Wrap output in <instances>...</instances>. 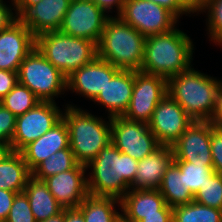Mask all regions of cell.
I'll return each instance as SVG.
<instances>
[{"instance_id": "cell-1", "label": "cell", "mask_w": 222, "mask_h": 222, "mask_svg": "<svg viewBox=\"0 0 222 222\" xmlns=\"http://www.w3.org/2000/svg\"><path fill=\"white\" fill-rule=\"evenodd\" d=\"M137 167L138 160L121 153L110 143L86 165L87 169L91 168L86 176L89 195L121 200L133 189Z\"/></svg>"}, {"instance_id": "cell-41", "label": "cell", "mask_w": 222, "mask_h": 222, "mask_svg": "<svg viewBox=\"0 0 222 222\" xmlns=\"http://www.w3.org/2000/svg\"><path fill=\"white\" fill-rule=\"evenodd\" d=\"M100 8L104 9L107 13L112 12L113 7H116L117 15L121 12L125 0H93Z\"/></svg>"}, {"instance_id": "cell-20", "label": "cell", "mask_w": 222, "mask_h": 222, "mask_svg": "<svg viewBox=\"0 0 222 222\" xmlns=\"http://www.w3.org/2000/svg\"><path fill=\"white\" fill-rule=\"evenodd\" d=\"M69 147V131L62 118L50 130L35 141L25 146L20 153L28 168L32 171L40 162L49 158L53 153Z\"/></svg>"}, {"instance_id": "cell-38", "label": "cell", "mask_w": 222, "mask_h": 222, "mask_svg": "<svg viewBox=\"0 0 222 222\" xmlns=\"http://www.w3.org/2000/svg\"><path fill=\"white\" fill-rule=\"evenodd\" d=\"M11 4L7 6L4 1H0V31L9 28L14 22L18 20L17 15H15L12 11H15V6L13 3Z\"/></svg>"}, {"instance_id": "cell-30", "label": "cell", "mask_w": 222, "mask_h": 222, "mask_svg": "<svg viewBox=\"0 0 222 222\" xmlns=\"http://www.w3.org/2000/svg\"><path fill=\"white\" fill-rule=\"evenodd\" d=\"M207 13L206 26L209 34V41L215 45H222V0H205L203 5L196 11Z\"/></svg>"}, {"instance_id": "cell-26", "label": "cell", "mask_w": 222, "mask_h": 222, "mask_svg": "<svg viewBox=\"0 0 222 222\" xmlns=\"http://www.w3.org/2000/svg\"><path fill=\"white\" fill-rule=\"evenodd\" d=\"M116 204L121 209L119 199L87 195L77 208L82 212L85 222H115L122 214L116 209Z\"/></svg>"}, {"instance_id": "cell-16", "label": "cell", "mask_w": 222, "mask_h": 222, "mask_svg": "<svg viewBox=\"0 0 222 222\" xmlns=\"http://www.w3.org/2000/svg\"><path fill=\"white\" fill-rule=\"evenodd\" d=\"M34 47L35 36L20 19L0 31V70L18 72Z\"/></svg>"}, {"instance_id": "cell-47", "label": "cell", "mask_w": 222, "mask_h": 222, "mask_svg": "<svg viewBox=\"0 0 222 222\" xmlns=\"http://www.w3.org/2000/svg\"><path fill=\"white\" fill-rule=\"evenodd\" d=\"M40 222H65V209L56 216Z\"/></svg>"}, {"instance_id": "cell-18", "label": "cell", "mask_w": 222, "mask_h": 222, "mask_svg": "<svg viewBox=\"0 0 222 222\" xmlns=\"http://www.w3.org/2000/svg\"><path fill=\"white\" fill-rule=\"evenodd\" d=\"M71 0H41L31 6L19 19L37 37L39 34L59 31Z\"/></svg>"}, {"instance_id": "cell-29", "label": "cell", "mask_w": 222, "mask_h": 222, "mask_svg": "<svg viewBox=\"0 0 222 222\" xmlns=\"http://www.w3.org/2000/svg\"><path fill=\"white\" fill-rule=\"evenodd\" d=\"M41 100L26 86L17 85L0 101L13 115L20 116L34 108Z\"/></svg>"}, {"instance_id": "cell-34", "label": "cell", "mask_w": 222, "mask_h": 222, "mask_svg": "<svg viewBox=\"0 0 222 222\" xmlns=\"http://www.w3.org/2000/svg\"><path fill=\"white\" fill-rule=\"evenodd\" d=\"M16 118L15 115L0 104V142L11 144L15 132Z\"/></svg>"}, {"instance_id": "cell-5", "label": "cell", "mask_w": 222, "mask_h": 222, "mask_svg": "<svg viewBox=\"0 0 222 222\" xmlns=\"http://www.w3.org/2000/svg\"><path fill=\"white\" fill-rule=\"evenodd\" d=\"M145 41L143 34L111 15L97 43V57L121 70L140 71Z\"/></svg>"}, {"instance_id": "cell-43", "label": "cell", "mask_w": 222, "mask_h": 222, "mask_svg": "<svg viewBox=\"0 0 222 222\" xmlns=\"http://www.w3.org/2000/svg\"><path fill=\"white\" fill-rule=\"evenodd\" d=\"M213 126L222 128V87L220 89L215 112L210 120Z\"/></svg>"}, {"instance_id": "cell-40", "label": "cell", "mask_w": 222, "mask_h": 222, "mask_svg": "<svg viewBox=\"0 0 222 222\" xmlns=\"http://www.w3.org/2000/svg\"><path fill=\"white\" fill-rule=\"evenodd\" d=\"M140 222H173V208L166 204L159 214L145 215Z\"/></svg>"}, {"instance_id": "cell-6", "label": "cell", "mask_w": 222, "mask_h": 222, "mask_svg": "<svg viewBox=\"0 0 222 222\" xmlns=\"http://www.w3.org/2000/svg\"><path fill=\"white\" fill-rule=\"evenodd\" d=\"M35 47L66 78L97 57V44L89 39L50 31L35 37Z\"/></svg>"}, {"instance_id": "cell-14", "label": "cell", "mask_w": 222, "mask_h": 222, "mask_svg": "<svg viewBox=\"0 0 222 222\" xmlns=\"http://www.w3.org/2000/svg\"><path fill=\"white\" fill-rule=\"evenodd\" d=\"M173 162H191L213 167L211 155V122L193 121L172 145Z\"/></svg>"}, {"instance_id": "cell-31", "label": "cell", "mask_w": 222, "mask_h": 222, "mask_svg": "<svg viewBox=\"0 0 222 222\" xmlns=\"http://www.w3.org/2000/svg\"><path fill=\"white\" fill-rule=\"evenodd\" d=\"M199 204L222 210V174L216 172L207 177L206 183L194 196Z\"/></svg>"}, {"instance_id": "cell-39", "label": "cell", "mask_w": 222, "mask_h": 222, "mask_svg": "<svg viewBox=\"0 0 222 222\" xmlns=\"http://www.w3.org/2000/svg\"><path fill=\"white\" fill-rule=\"evenodd\" d=\"M18 193L0 189V222L7 219L13 200Z\"/></svg>"}, {"instance_id": "cell-37", "label": "cell", "mask_w": 222, "mask_h": 222, "mask_svg": "<svg viewBox=\"0 0 222 222\" xmlns=\"http://www.w3.org/2000/svg\"><path fill=\"white\" fill-rule=\"evenodd\" d=\"M18 72L0 70V101L17 85Z\"/></svg>"}, {"instance_id": "cell-33", "label": "cell", "mask_w": 222, "mask_h": 222, "mask_svg": "<svg viewBox=\"0 0 222 222\" xmlns=\"http://www.w3.org/2000/svg\"><path fill=\"white\" fill-rule=\"evenodd\" d=\"M5 222H36L24 192L15 196Z\"/></svg>"}, {"instance_id": "cell-32", "label": "cell", "mask_w": 222, "mask_h": 222, "mask_svg": "<svg viewBox=\"0 0 222 222\" xmlns=\"http://www.w3.org/2000/svg\"><path fill=\"white\" fill-rule=\"evenodd\" d=\"M184 173L186 188H189L192 194L195 196L200 187L203 186L207 177L212 176L215 171L213 167H207L206 165H198L191 162H174Z\"/></svg>"}, {"instance_id": "cell-15", "label": "cell", "mask_w": 222, "mask_h": 222, "mask_svg": "<svg viewBox=\"0 0 222 222\" xmlns=\"http://www.w3.org/2000/svg\"><path fill=\"white\" fill-rule=\"evenodd\" d=\"M119 70L106 60L96 57L66 78L67 91L93 101Z\"/></svg>"}, {"instance_id": "cell-27", "label": "cell", "mask_w": 222, "mask_h": 222, "mask_svg": "<svg viewBox=\"0 0 222 222\" xmlns=\"http://www.w3.org/2000/svg\"><path fill=\"white\" fill-rule=\"evenodd\" d=\"M78 162L74 157V153L70 147L53 153L49 158L40 162L33 170L32 176L39 180L66 172L73 169Z\"/></svg>"}, {"instance_id": "cell-19", "label": "cell", "mask_w": 222, "mask_h": 222, "mask_svg": "<svg viewBox=\"0 0 222 222\" xmlns=\"http://www.w3.org/2000/svg\"><path fill=\"white\" fill-rule=\"evenodd\" d=\"M134 88V70H119L93 100L108 111L109 117L122 116L127 110Z\"/></svg>"}, {"instance_id": "cell-7", "label": "cell", "mask_w": 222, "mask_h": 222, "mask_svg": "<svg viewBox=\"0 0 222 222\" xmlns=\"http://www.w3.org/2000/svg\"><path fill=\"white\" fill-rule=\"evenodd\" d=\"M18 83L28 87L41 101L55 102V97L67 91L66 77L36 47L22 61Z\"/></svg>"}, {"instance_id": "cell-46", "label": "cell", "mask_w": 222, "mask_h": 222, "mask_svg": "<svg viewBox=\"0 0 222 222\" xmlns=\"http://www.w3.org/2000/svg\"><path fill=\"white\" fill-rule=\"evenodd\" d=\"M194 13L203 5L205 0H182Z\"/></svg>"}, {"instance_id": "cell-44", "label": "cell", "mask_w": 222, "mask_h": 222, "mask_svg": "<svg viewBox=\"0 0 222 222\" xmlns=\"http://www.w3.org/2000/svg\"><path fill=\"white\" fill-rule=\"evenodd\" d=\"M65 222H85L78 208L65 209Z\"/></svg>"}, {"instance_id": "cell-23", "label": "cell", "mask_w": 222, "mask_h": 222, "mask_svg": "<svg viewBox=\"0 0 222 222\" xmlns=\"http://www.w3.org/2000/svg\"><path fill=\"white\" fill-rule=\"evenodd\" d=\"M24 193L28 197L36 222L47 220L64 210L43 180L31 176L24 188Z\"/></svg>"}, {"instance_id": "cell-45", "label": "cell", "mask_w": 222, "mask_h": 222, "mask_svg": "<svg viewBox=\"0 0 222 222\" xmlns=\"http://www.w3.org/2000/svg\"><path fill=\"white\" fill-rule=\"evenodd\" d=\"M13 152L10 143L0 142V163Z\"/></svg>"}, {"instance_id": "cell-8", "label": "cell", "mask_w": 222, "mask_h": 222, "mask_svg": "<svg viewBox=\"0 0 222 222\" xmlns=\"http://www.w3.org/2000/svg\"><path fill=\"white\" fill-rule=\"evenodd\" d=\"M117 16L145 37L170 32L179 22L172 12L147 0H125Z\"/></svg>"}, {"instance_id": "cell-13", "label": "cell", "mask_w": 222, "mask_h": 222, "mask_svg": "<svg viewBox=\"0 0 222 222\" xmlns=\"http://www.w3.org/2000/svg\"><path fill=\"white\" fill-rule=\"evenodd\" d=\"M193 121L185 110L167 94L157 105L147 124L160 145L172 146Z\"/></svg>"}, {"instance_id": "cell-17", "label": "cell", "mask_w": 222, "mask_h": 222, "mask_svg": "<svg viewBox=\"0 0 222 222\" xmlns=\"http://www.w3.org/2000/svg\"><path fill=\"white\" fill-rule=\"evenodd\" d=\"M86 170H88L86 165L78 163L69 171L60 172L43 180L63 209L77 208L89 195Z\"/></svg>"}, {"instance_id": "cell-24", "label": "cell", "mask_w": 222, "mask_h": 222, "mask_svg": "<svg viewBox=\"0 0 222 222\" xmlns=\"http://www.w3.org/2000/svg\"><path fill=\"white\" fill-rule=\"evenodd\" d=\"M32 171L20 152L13 151L0 163V189L23 193Z\"/></svg>"}, {"instance_id": "cell-9", "label": "cell", "mask_w": 222, "mask_h": 222, "mask_svg": "<svg viewBox=\"0 0 222 222\" xmlns=\"http://www.w3.org/2000/svg\"><path fill=\"white\" fill-rule=\"evenodd\" d=\"M111 143L121 153L138 161L160 146L147 123L123 116L111 117Z\"/></svg>"}, {"instance_id": "cell-4", "label": "cell", "mask_w": 222, "mask_h": 222, "mask_svg": "<svg viewBox=\"0 0 222 222\" xmlns=\"http://www.w3.org/2000/svg\"><path fill=\"white\" fill-rule=\"evenodd\" d=\"M63 112L62 118L69 131V147L76 161L87 165L111 143V117L108 116L106 122L72 104H66Z\"/></svg>"}, {"instance_id": "cell-11", "label": "cell", "mask_w": 222, "mask_h": 222, "mask_svg": "<svg viewBox=\"0 0 222 222\" xmlns=\"http://www.w3.org/2000/svg\"><path fill=\"white\" fill-rule=\"evenodd\" d=\"M56 105V102L41 101L25 114L17 116L11 141L13 151L20 152L62 119L63 111Z\"/></svg>"}, {"instance_id": "cell-12", "label": "cell", "mask_w": 222, "mask_h": 222, "mask_svg": "<svg viewBox=\"0 0 222 222\" xmlns=\"http://www.w3.org/2000/svg\"><path fill=\"white\" fill-rule=\"evenodd\" d=\"M166 95V78L134 71L133 94L122 116L132 121L148 123L155 108Z\"/></svg>"}, {"instance_id": "cell-35", "label": "cell", "mask_w": 222, "mask_h": 222, "mask_svg": "<svg viewBox=\"0 0 222 222\" xmlns=\"http://www.w3.org/2000/svg\"><path fill=\"white\" fill-rule=\"evenodd\" d=\"M211 155L213 169L217 174H222V128L211 123Z\"/></svg>"}, {"instance_id": "cell-22", "label": "cell", "mask_w": 222, "mask_h": 222, "mask_svg": "<svg viewBox=\"0 0 222 222\" xmlns=\"http://www.w3.org/2000/svg\"><path fill=\"white\" fill-rule=\"evenodd\" d=\"M130 190L121 199V212L132 222H140L145 215L159 214V210L166 205L159 190Z\"/></svg>"}, {"instance_id": "cell-28", "label": "cell", "mask_w": 222, "mask_h": 222, "mask_svg": "<svg viewBox=\"0 0 222 222\" xmlns=\"http://www.w3.org/2000/svg\"><path fill=\"white\" fill-rule=\"evenodd\" d=\"M173 222H222V210L192 201L173 208Z\"/></svg>"}, {"instance_id": "cell-3", "label": "cell", "mask_w": 222, "mask_h": 222, "mask_svg": "<svg viewBox=\"0 0 222 222\" xmlns=\"http://www.w3.org/2000/svg\"><path fill=\"white\" fill-rule=\"evenodd\" d=\"M222 80L190 68L167 79V94L174 99L194 121H210Z\"/></svg>"}, {"instance_id": "cell-25", "label": "cell", "mask_w": 222, "mask_h": 222, "mask_svg": "<svg viewBox=\"0 0 222 222\" xmlns=\"http://www.w3.org/2000/svg\"><path fill=\"white\" fill-rule=\"evenodd\" d=\"M158 190L164 197L166 204L171 208L194 201L191 190L186 188L184 173L174 162L166 169Z\"/></svg>"}, {"instance_id": "cell-42", "label": "cell", "mask_w": 222, "mask_h": 222, "mask_svg": "<svg viewBox=\"0 0 222 222\" xmlns=\"http://www.w3.org/2000/svg\"><path fill=\"white\" fill-rule=\"evenodd\" d=\"M39 1L41 0H11V3L15 6V14L19 19L31 6Z\"/></svg>"}, {"instance_id": "cell-21", "label": "cell", "mask_w": 222, "mask_h": 222, "mask_svg": "<svg viewBox=\"0 0 222 222\" xmlns=\"http://www.w3.org/2000/svg\"><path fill=\"white\" fill-rule=\"evenodd\" d=\"M173 147L160 145L150 155L138 161L133 189L158 190L166 169L173 162Z\"/></svg>"}, {"instance_id": "cell-48", "label": "cell", "mask_w": 222, "mask_h": 222, "mask_svg": "<svg viewBox=\"0 0 222 222\" xmlns=\"http://www.w3.org/2000/svg\"><path fill=\"white\" fill-rule=\"evenodd\" d=\"M115 222H132L130 220H128L123 214H121Z\"/></svg>"}, {"instance_id": "cell-36", "label": "cell", "mask_w": 222, "mask_h": 222, "mask_svg": "<svg viewBox=\"0 0 222 222\" xmlns=\"http://www.w3.org/2000/svg\"><path fill=\"white\" fill-rule=\"evenodd\" d=\"M156 3L170 12H172L178 19L183 14H194V12L182 0H147Z\"/></svg>"}, {"instance_id": "cell-2", "label": "cell", "mask_w": 222, "mask_h": 222, "mask_svg": "<svg viewBox=\"0 0 222 222\" xmlns=\"http://www.w3.org/2000/svg\"><path fill=\"white\" fill-rule=\"evenodd\" d=\"M193 50L190 37L177 27L146 37L140 71L168 79L192 67Z\"/></svg>"}, {"instance_id": "cell-10", "label": "cell", "mask_w": 222, "mask_h": 222, "mask_svg": "<svg viewBox=\"0 0 222 222\" xmlns=\"http://www.w3.org/2000/svg\"><path fill=\"white\" fill-rule=\"evenodd\" d=\"M110 17L93 0H71L59 31L97 44Z\"/></svg>"}]
</instances>
